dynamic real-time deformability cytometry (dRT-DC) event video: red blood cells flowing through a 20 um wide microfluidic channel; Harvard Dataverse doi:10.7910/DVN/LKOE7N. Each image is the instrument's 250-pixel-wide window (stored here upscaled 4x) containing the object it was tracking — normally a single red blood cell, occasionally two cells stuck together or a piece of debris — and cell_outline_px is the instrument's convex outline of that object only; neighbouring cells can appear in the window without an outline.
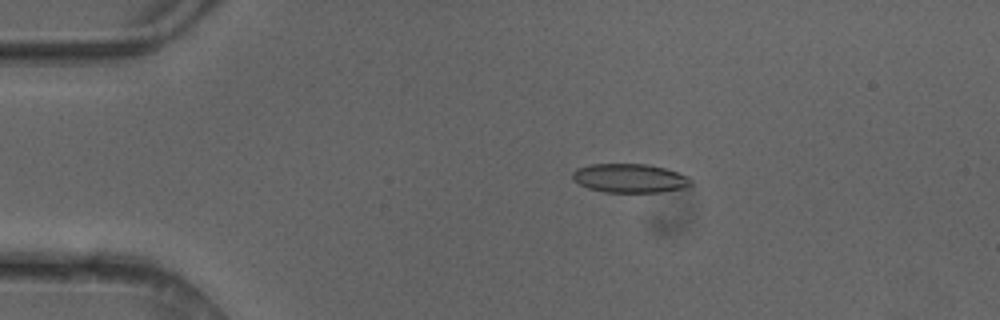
{"species": "common noctule bat (a hibernating species)", "species_latin": "Nyctalus noctula", "temperature_condition": "cold", "stored_images_in_passage": 50, "camera_frame_rate_fps": 3000, "um_per_image_px": 0.085, "animal": {"sex": "female"}, "frame": {"image": 1, "passage_image": 10, "time_ms": 3.0, "image_size_px": [1000, 320], "cell_outline_px": [[692, 184], [688, 188], [660, 192], [604, 192], [588, 188], [580, 184], [572, 176], [572, 172], [576, 168], [592, 164], [648, 164], [664, 168], [688, 176], [692, 180]], "centroid_in_image_um": [53.57, 15.15], "position_along_channel_um": 31.4, "area_um2": 20.0}}
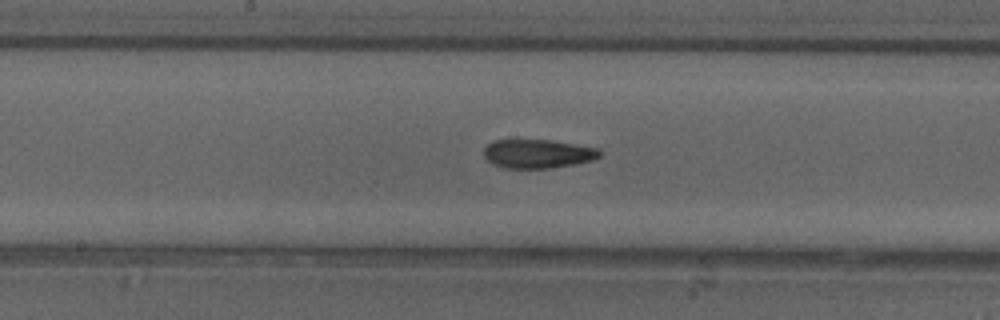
{"frame": {"image": 2, "passage_image": 26, "time_ms": 8.333, "image_size_px": [1000, 320], "cell_outline_px": [[604, 152], [600, 156], [592, 160], [576, 164], [548, 168], [504, 168], [492, 164], [484, 156], [484, 148], [488, 144], [496, 140], [548, 140], [596, 148]], "centroid_in_image_um": [45.7, 13.08], "position_along_channel_um": 202.5, "area_um2": 19.31}}
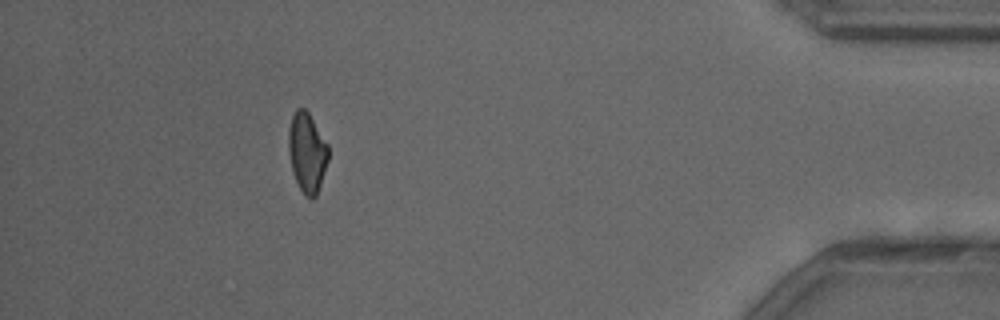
{"frame": {"image": 3, "passage_image": 45, "time_ms": 14.667, "image_size_px": [1000, 320], "cell_outline_px": [[328, 160], [316, 196], [312, 200], [304, 196], [292, 172], [288, 152], [288, 128], [292, 116], [296, 108], [304, 108], [308, 112], [328, 144]], "centroid_in_image_um": [26.08, 12.96], "position_along_channel_um": 409.1, "area_um2": 18.55}, "authors_computed_cell_mechanics": {"area_um2": 19.9121, "velocity_mm_per_s": 4.1469, "shape_relaxation_time_tau1_ms": null, "shape_relaxation_time_tau2_ms": 4.5292, "deformation_change_tau1": null, "deformation_change_tau2": 0.1319}}